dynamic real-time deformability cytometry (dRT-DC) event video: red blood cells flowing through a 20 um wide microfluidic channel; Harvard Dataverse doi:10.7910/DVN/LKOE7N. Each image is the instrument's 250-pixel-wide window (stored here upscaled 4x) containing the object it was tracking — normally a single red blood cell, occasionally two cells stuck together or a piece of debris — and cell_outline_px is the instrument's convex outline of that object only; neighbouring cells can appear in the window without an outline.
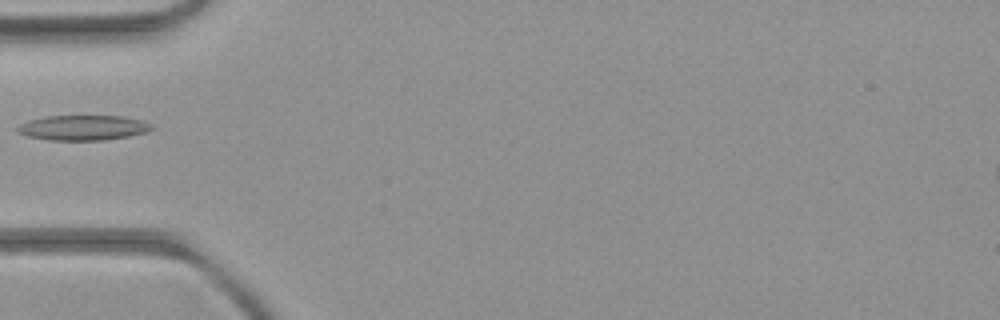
{"species": "common noctule bat (a hibernating species)", "species_latin": "Nyctalus noctula", "temperature_condition": "room temperature", "stored_images_in_passage": 4, "camera_frame_rate_fps": 3000, "um_per_image_px": 0.085, "animal": {"sex": "female", "body_mass_g": 21.9}, "frame": {"image": 1, "passage_image": 4, "time_ms": 3.333, "image_size_px": [1000, 320], "cell_outline_px": [[152, 128], [144, 132], [128, 136], [104, 140], [48, 140], [28, 136], [16, 132], [16, 128], [20, 124], [28, 120], [44, 116], [124, 116], [140, 120], [152, 124]], "centroid_in_image_um": [7.0, 10.85], "position_along_channel_um": 78.0, "area_um2": 19.54}}